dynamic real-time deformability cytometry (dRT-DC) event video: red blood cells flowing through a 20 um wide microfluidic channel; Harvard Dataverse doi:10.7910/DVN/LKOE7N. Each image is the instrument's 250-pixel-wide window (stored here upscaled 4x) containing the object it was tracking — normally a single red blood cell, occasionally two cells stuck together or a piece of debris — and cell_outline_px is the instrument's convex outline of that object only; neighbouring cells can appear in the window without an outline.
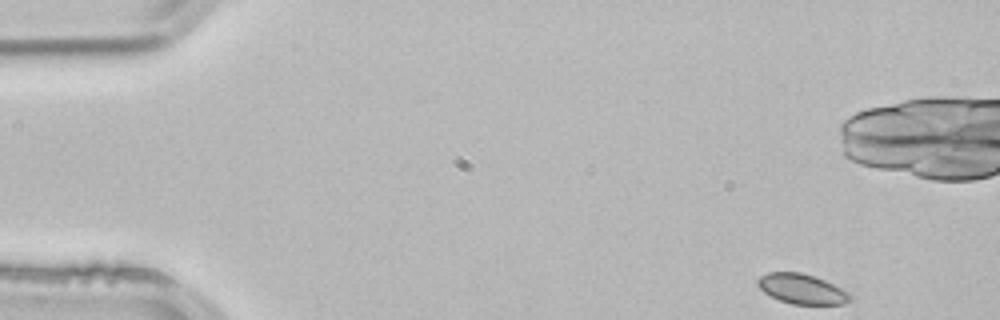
{"species": "common noctule bat (a hibernating species)", "species_latin": "Nyctalus noctula", "temperature_condition": "room temperature", "stored_images_in_passage": 3, "camera_frame_rate_fps": 3000, "um_per_image_px": 0.085, "animal": {"sex": "male", "body_mass_g": 21.5, "forearm_length_mm": 52.0}, "frame": {"image": 1, "passage_image": 1, "time_ms": 0.0, "image_size_px": [1000, 320], "cell_outline_px": [[852, 296], [844, 304], [792, 304], [780, 300], [764, 292], [756, 284], [756, 280], [760, 276], [768, 272], [800, 272], [824, 280], [848, 292]], "centroid_in_image_um": [68.12, 24.55], "position_along_channel_um": 16.9, "area_um2": 15.9}}